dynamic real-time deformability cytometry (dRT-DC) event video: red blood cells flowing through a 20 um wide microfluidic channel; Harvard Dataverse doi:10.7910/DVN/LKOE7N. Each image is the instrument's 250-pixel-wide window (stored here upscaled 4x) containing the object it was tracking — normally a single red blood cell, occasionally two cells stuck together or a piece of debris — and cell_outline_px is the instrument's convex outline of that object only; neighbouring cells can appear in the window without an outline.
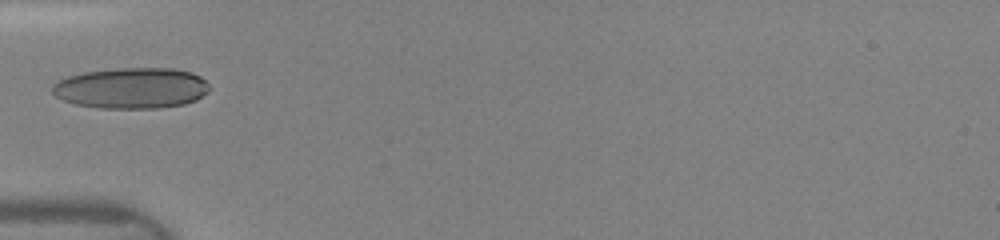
{"species": "human", "species_latin": "Homo sapiens", "temperature_condition": "room temperature", "stored_images_in_passage": 15, "camera_frame_rate_fps": 3000, "um_per_image_px": 0.085, "donor": {"sex": "female"}, "frame": {"image": 1, "passage_image": 1, "time_ms": 0.0, "image_size_px": [1000, 240], "cell_outline_px": [[208, 92], [196, 100], [184, 104], [160, 108], [100, 108], [76, 104], [64, 100], [56, 96], [52, 92], [52, 84], [56, 80], [68, 76], [84, 72], [116, 68], [172, 68], [192, 72], [200, 76], [208, 84]], "centroid_in_image_um": [11.16, 7.48], "position_along_channel_um": 73.8, "area_um2": 37.57}}
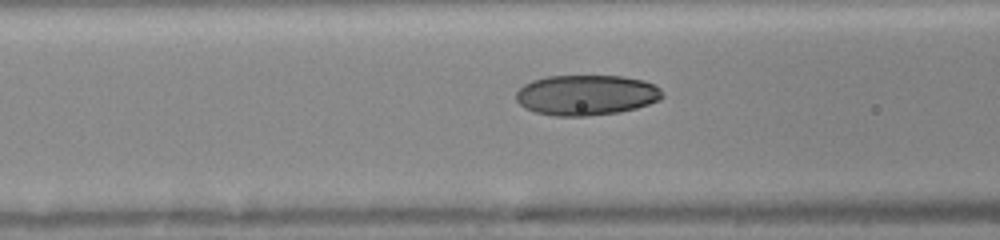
{"frame": {"image": 2, "passage_image": 5, "time_ms": 1.0, "image_size_px": [1000, 240], "cell_outline_px": [[664, 96], [660, 100], [636, 108], [620, 112], [588, 116], [556, 116], [536, 112], [524, 108], [516, 100], [516, 92], [524, 84], [532, 80], [544, 76], [624, 76], [644, 80], [660, 88]], "centroid_in_image_um": [49.83, 8.08], "position_along_channel_um": 116.8, "area_um2": 34.62}}
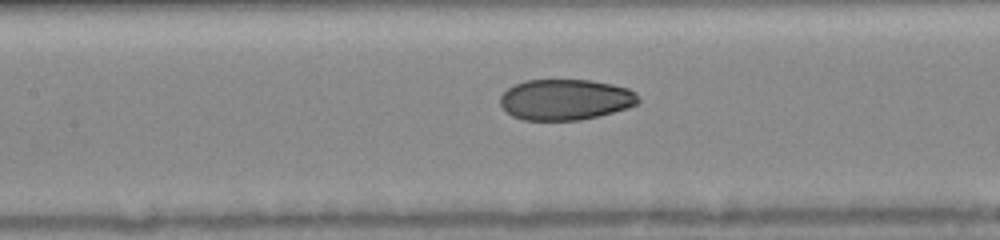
{"frame": {"image": 3, "passage_image": 10, "time_ms": 2.0, "image_size_px": [1000, 240], "cell_outline_px": [[640, 100], [636, 104], [628, 108], [600, 116], [580, 120], [524, 120], [512, 116], [504, 112], [500, 104], [500, 96], [508, 88], [524, 80], [592, 80], [612, 84], [628, 88], [636, 92], [640, 96]], "centroid_in_image_um": [48.07, 8.47], "position_along_channel_um": 159.3, "area_um2": 33.23}}